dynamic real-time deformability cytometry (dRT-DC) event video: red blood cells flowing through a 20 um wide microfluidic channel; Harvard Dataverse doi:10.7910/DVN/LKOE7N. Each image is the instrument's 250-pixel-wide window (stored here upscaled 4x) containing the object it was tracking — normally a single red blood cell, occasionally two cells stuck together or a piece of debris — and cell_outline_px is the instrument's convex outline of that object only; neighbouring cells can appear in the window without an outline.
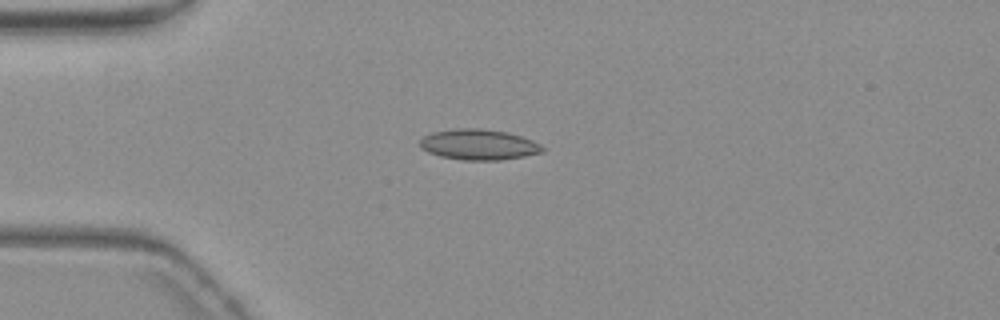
{"species": "common noctule bat (a hibernating species)", "species_latin": "Nyctalus noctula", "temperature_condition": "warm", "stored_images_in_passage": 6, "camera_frame_rate_fps": 3000, "um_per_image_px": 0.085, "animal": {"sex": "female", "body_mass_g": 19.3, "forearm_length_mm": 54.1}, "frame": {"image": 1, "passage_image": 4, "time_ms": 3.667, "image_size_px": [1000, 320], "cell_outline_px": [[544, 152], [524, 156], [500, 160], [460, 160], [440, 156], [428, 152], [420, 148], [420, 140], [424, 136], [432, 132], [452, 128], [480, 128], [508, 132], [532, 140], [540, 144], [544, 148]], "centroid_in_image_um": [40.67, 12.28], "position_along_channel_um": 44.3, "area_um2": 22.02}}